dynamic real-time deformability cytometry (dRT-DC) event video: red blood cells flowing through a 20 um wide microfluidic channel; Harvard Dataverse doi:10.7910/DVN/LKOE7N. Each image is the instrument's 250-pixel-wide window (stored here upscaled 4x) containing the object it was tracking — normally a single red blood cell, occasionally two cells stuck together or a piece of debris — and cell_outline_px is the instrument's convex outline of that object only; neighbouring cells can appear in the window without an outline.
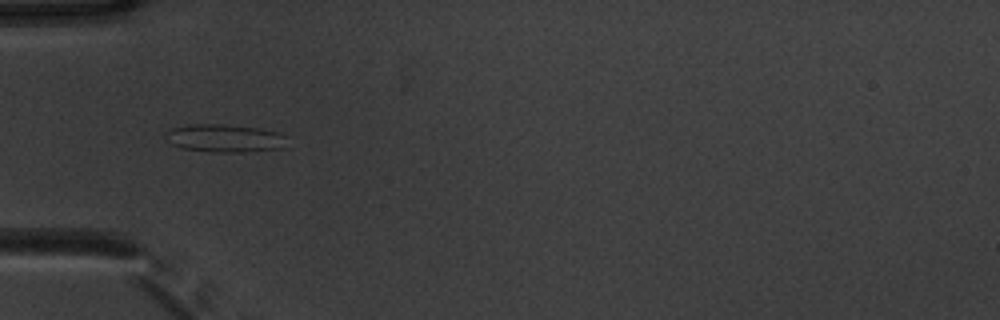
{"species": "common noctule bat (a hibernating species)", "species_latin": "Nyctalus noctula", "temperature_condition": "warm", "stored_images_in_passage": 37, "camera_frame_rate_fps": 3000, "um_per_image_px": 0.085, "animal": {"sex": "male", "body_mass_g": 20.1, "forearm_length_mm": 53.5}, "frame": {"image": 1, "passage_image": 1, "time_ms": 0.0, "image_size_px": [1000, 320], "cell_outline_px": [[288, 136], [284, 148], [244, 152], [212, 152], [180, 148], [172, 144], [164, 136], [164, 132], [172, 128], [188, 124], [224, 124], [260, 128], [276, 132]], "centroid_in_image_um": [19.09, 11.75], "position_along_channel_um": 65.9, "area_um2": 20.06}}
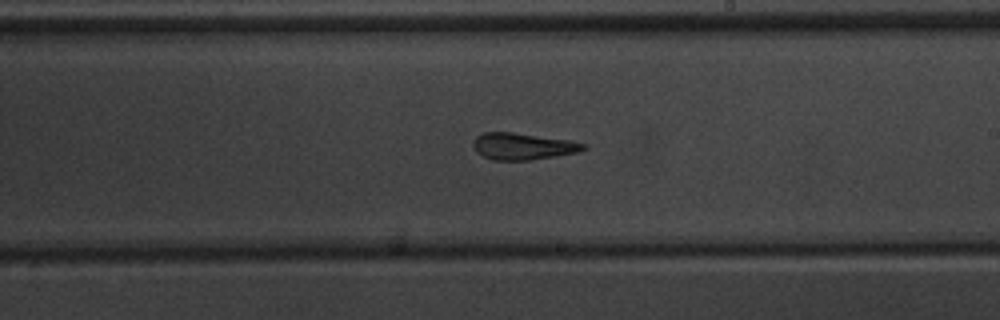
{"frame": {"image": 2, "passage_image": 15, "time_ms": 4.667, "image_size_px": [1000, 320], "cell_outline_px": [[588, 148], [580, 152], [532, 160], [492, 160], [476, 152], [472, 144], [476, 136], [484, 132], [512, 132], [572, 140], [588, 144]], "centroid_in_image_um": [44.49, 12.43], "position_along_channel_um": 244.5, "area_um2": 17.46}}
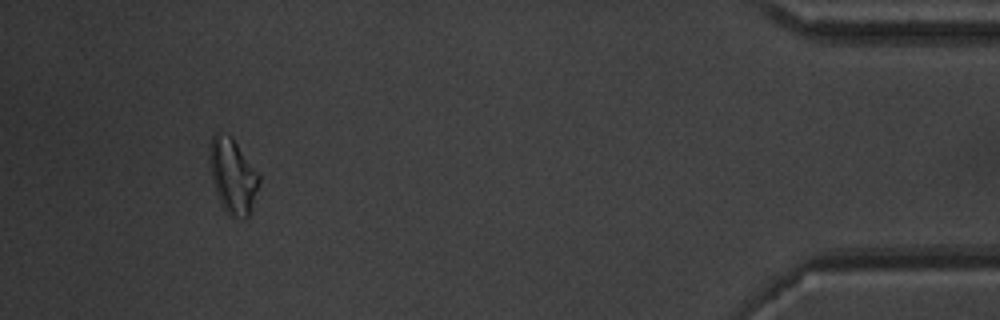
{"frame": {"image": 3, "passage_image": 33, "time_ms": 10.667, "image_size_px": [1000, 320], "cell_outline_px": [[260, 180], [252, 212], [248, 220], [232, 216], [220, 204], [212, 180], [208, 164], [208, 152], [212, 136], [216, 132], [232, 136], [260, 172]], "centroid_in_image_um": [19.81, 14.95], "position_along_channel_um": 415.4, "area_um2": 22.37}, "authors_computed_cell_mechanics": {"area_um2": 17.629, "velocity_mm_per_s": 3.8532, "shape_relaxation_time_tau1_ms": null, "shape_relaxation_time_tau2_ms": 2.2741, "deformation_change_tau1": null, "deformation_change_tau2": 0.1248}}